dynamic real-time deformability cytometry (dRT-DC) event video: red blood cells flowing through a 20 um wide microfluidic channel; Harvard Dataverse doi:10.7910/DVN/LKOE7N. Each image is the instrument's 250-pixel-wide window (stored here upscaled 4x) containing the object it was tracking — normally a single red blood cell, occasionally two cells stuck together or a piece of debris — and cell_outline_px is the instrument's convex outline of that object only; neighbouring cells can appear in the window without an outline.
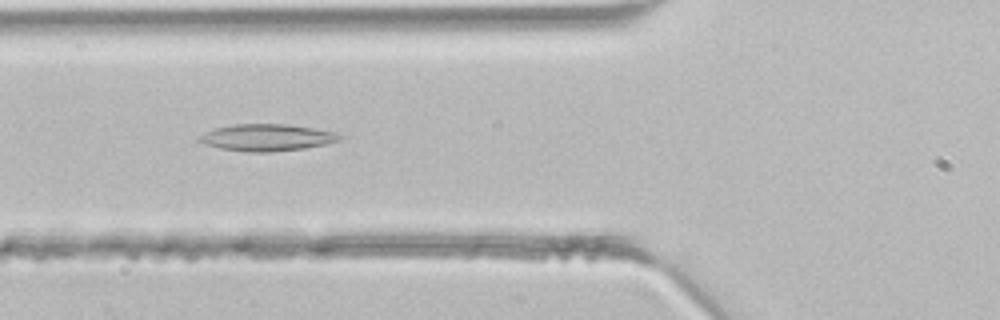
{"species": "common noctule bat (a hibernating species)", "species_latin": "Nyctalus noctula", "temperature_condition": "room temperature", "stored_images_in_passage": 30, "camera_frame_rate_fps": 3000, "um_per_image_px": 0.085, "animal": {"sex": "male", "body_mass_g": 21.5, "forearm_length_mm": 52.0}, "frame": {"image": 1, "passage_image": 8, "time_ms": 2.333, "image_size_px": [1000, 320], "cell_outline_px": [[344, 136], [340, 140], [324, 144], [304, 148], [268, 152], [248, 152], [220, 148], [204, 144], [196, 140], [200, 136], [216, 128], [236, 124], [288, 124], [336, 132]], "centroid_in_image_um": [22.7, 11.69], "position_along_channel_um": 103.1, "area_um2": 21.73}}
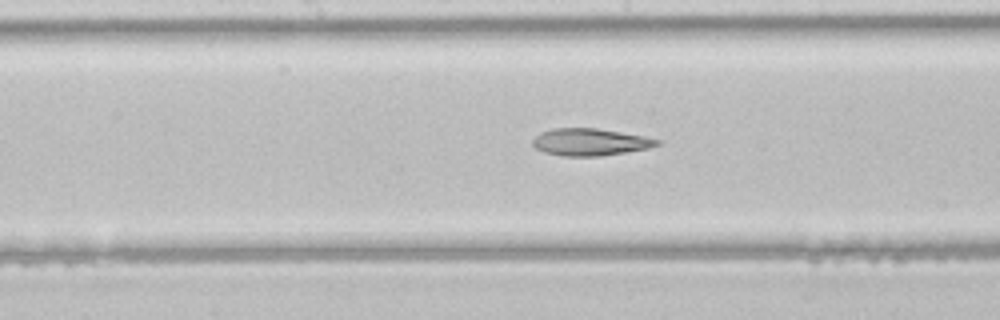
{"frame": {"image": 2, "passage_image": 14, "time_ms": 4.333, "image_size_px": [1000, 320], "cell_outline_px": [[660, 144], [648, 148], [600, 156], [564, 156], [544, 152], [536, 148], [532, 144], [532, 140], [540, 132], [552, 128], [596, 128], [644, 136], [660, 140]], "centroid_in_image_um": [50.13, 12.07], "position_along_channel_um": 198.1, "area_um2": 19.54}}
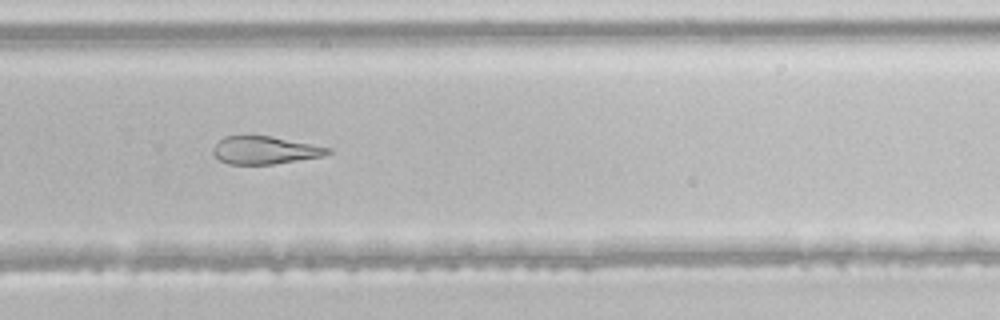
{"frame": {"image": 3, "passage_image": 21, "time_ms": 6.667, "image_size_px": [1000, 320], "cell_outline_px": [[332, 152], [324, 156], [272, 164], [228, 164], [220, 160], [212, 152], [212, 148], [224, 136], [272, 136], [332, 148]], "centroid_in_image_um": [22.53, 12.76], "position_along_channel_um": 307.3, "area_um2": 18.5}}